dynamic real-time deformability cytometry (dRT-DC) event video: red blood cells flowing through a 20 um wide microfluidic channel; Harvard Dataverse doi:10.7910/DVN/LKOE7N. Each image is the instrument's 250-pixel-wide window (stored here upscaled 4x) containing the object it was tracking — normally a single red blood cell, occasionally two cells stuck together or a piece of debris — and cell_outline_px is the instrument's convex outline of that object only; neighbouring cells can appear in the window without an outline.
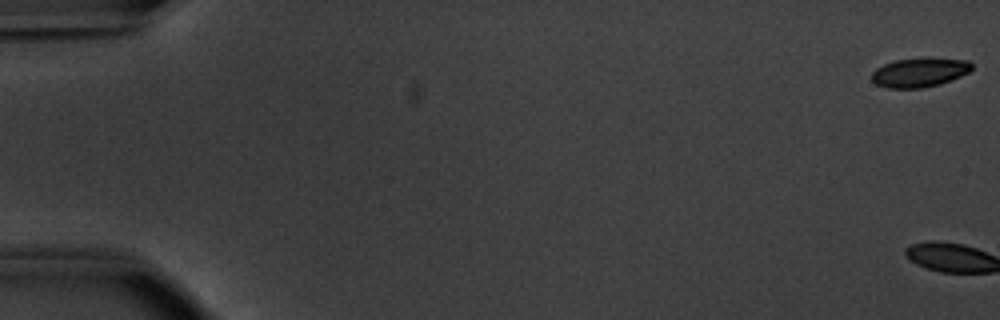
{"species": "common noctule bat (a hibernating species)", "species_latin": "Nyctalus noctula", "temperature_condition": "warm", "stored_images_in_passage": 3, "camera_frame_rate_fps": 3000, "um_per_image_px": 0.085, "animal": {"sex": "male", "body_mass_g": 20.1, "forearm_length_mm": 53.5}, "frame": {"image": 1, "passage_image": 1, "time_ms": 0.0, "image_size_px": [1000, 320], "cell_outline_px": [[972, 68], [968, 72], [960, 76], [940, 84], [920, 88], [888, 88], [876, 84], [872, 80], [872, 72], [876, 68], [884, 64], [896, 60], [924, 56], [968, 60], [972, 64]], "centroid_in_image_um": [78.16, 6.12], "position_along_channel_um": 6.8, "area_um2": 17.28}}